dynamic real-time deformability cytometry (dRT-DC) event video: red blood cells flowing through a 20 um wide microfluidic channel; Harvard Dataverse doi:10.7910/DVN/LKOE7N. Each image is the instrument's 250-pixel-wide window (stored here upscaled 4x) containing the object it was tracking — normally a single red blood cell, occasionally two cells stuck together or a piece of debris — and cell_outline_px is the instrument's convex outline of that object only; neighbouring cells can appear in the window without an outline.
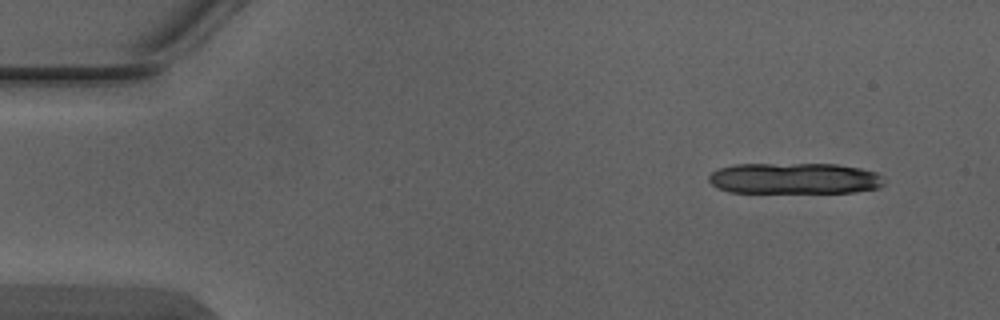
{"species": "Egyptian fruit bat (a non-hibernating species)", "species_latin": "Rousettus aegyptiacus", "temperature_condition": "warm", "stored_images_in_passage": 4, "camera_frame_rate_fps": 3000, "um_per_image_px": 0.085, "animal": {"sex": "male"}, "frame": {"image": 1, "passage_image": 1, "time_ms": 0.0, "image_size_px": [1000, 320], "cell_outline_px": [[884, 184], [880, 188], [856, 192], [728, 192], [716, 188], [708, 180], [708, 176], [712, 172], [720, 168], [736, 164], [836, 164], [860, 168], [876, 172], [880, 176]], "centroid_in_image_um": [67.52, 15.17], "position_along_channel_um": 17.5, "area_um2": 31.79}}